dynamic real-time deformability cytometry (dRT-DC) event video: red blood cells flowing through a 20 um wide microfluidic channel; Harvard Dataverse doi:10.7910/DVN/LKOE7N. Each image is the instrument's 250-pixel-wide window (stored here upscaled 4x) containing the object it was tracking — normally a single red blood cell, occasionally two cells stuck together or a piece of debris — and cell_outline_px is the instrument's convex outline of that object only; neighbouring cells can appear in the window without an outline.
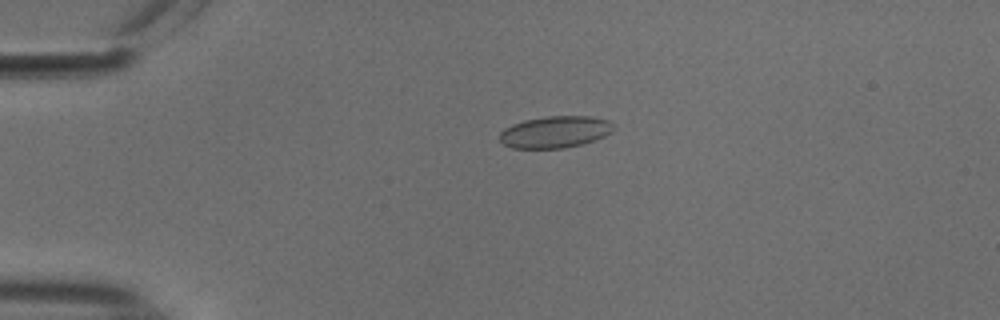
{"species": "common noctule bat (a hibernating species)", "species_latin": "Nyctalus noctula", "temperature_condition": "cold", "stored_images_in_passage": 54, "camera_frame_rate_fps": 3000, "um_per_image_px": 0.085, "animal": {"sex": "male", "body_mass_g": 18.8}, "frame": {"image": 1, "passage_image": 13, "time_ms": 4.0, "image_size_px": [1000, 320], "cell_outline_px": [[616, 128], [612, 132], [604, 136], [580, 144], [564, 148], [512, 148], [504, 144], [500, 140], [500, 132], [504, 128], [512, 124], [524, 120], [548, 116], [592, 116], [608, 120], [616, 124]], "centroid_in_image_um": [47.21, 11.2], "position_along_channel_um": 37.8, "area_um2": 21.15}}
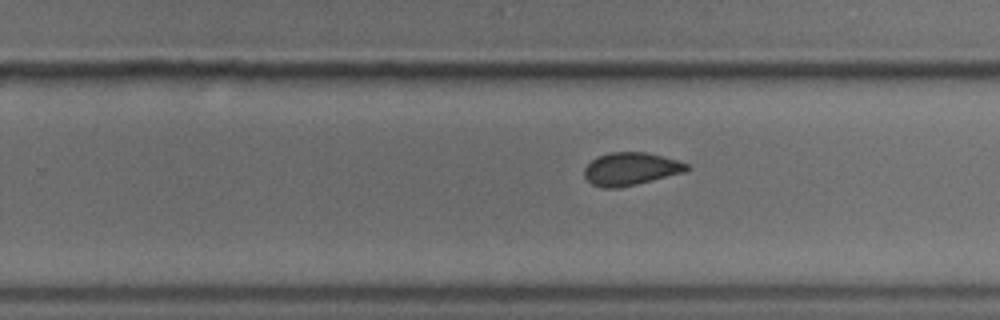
{"frame": {"image": 2, "passage_image": 35, "time_ms": 11.333, "image_size_px": [1000, 320], "cell_outline_px": [[692, 168], [684, 172], [620, 188], [604, 188], [592, 184], [584, 176], [584, 168], [596, 156], [612, 152], [644, 152], [676, 160], [688, 164]], "centroid_in_image_um": [53.59, 14.36], "position_along_channel_um": 276.2, "area_um2": 19.42}}
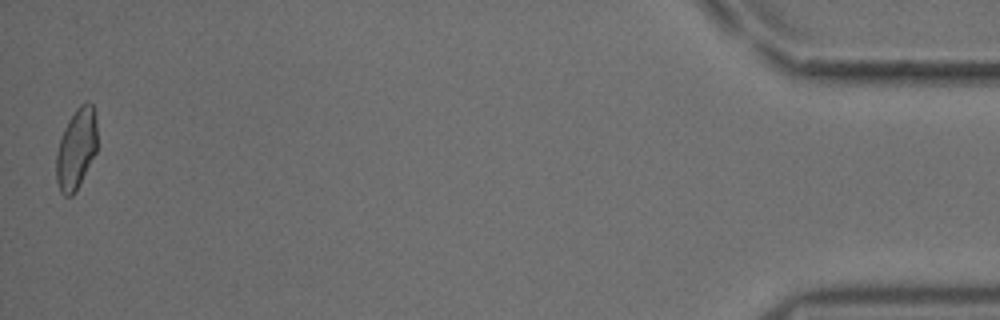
{"frame": {"image": 3, "passage_image": 54, "time_ms": 17.667, "image_size_px": [1000, 320], "cell_outline_px": [[96, 152], [76, 192], [72, 196], [64, 196], [60, 192], [56, 180], [56, 152], [64, 128], [68, 120], [76, 108], [80, 104], [88, 100], [92, 104], [96, 112]], "centroid_in_image_um": [6.48, 12.64], "position_along_channel_um": 428.7, "area_um2": 19.48}, "authors_computed_cell_mechanics": {"area_um2": 19.941, "velocity_mm_per_s": 3.7552, "shape_relaxation_time_tau1_ms": 5.7772, "shape_relaxation_time_tau2_ms": 1.8479, "deformation_change_tau1": 0.1136, "deformation_change_tau2": 0.0412}}